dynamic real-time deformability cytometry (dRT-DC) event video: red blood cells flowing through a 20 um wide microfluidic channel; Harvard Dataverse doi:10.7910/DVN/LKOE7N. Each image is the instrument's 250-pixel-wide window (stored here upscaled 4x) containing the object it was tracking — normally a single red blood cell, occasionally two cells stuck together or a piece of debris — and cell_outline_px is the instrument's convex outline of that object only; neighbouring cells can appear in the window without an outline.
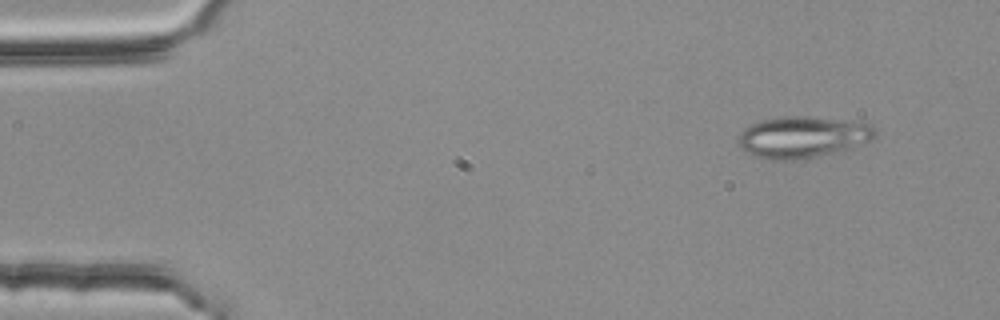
{"species": "common noctule bat (a hibernating species)", "species_latin": "Nyctalus noctula", "temperature_condition": "room temperature", "stored_images_in_passage": 3, "camera_frame_rate_fps": 3000, "um_per_image_px": 0.085, "animal": {"sex": "female", "body_mass_g": 25.1}, "frame": {"image": 1, "passage_image": 1, "time_ms": 0.0, "image_size_px": [1000, 320], "cell_outline_px": [[876, 136], [872, 140], [848, 148], [812, 156], [784, 160], [756, 156], [740, 148], [740, 132], [744, 128], [752, 124], [764, 120], [784, 116], [804, 116], [868, 124], [876, 128]], "centroid_in_image_um": [68.21, 11.63], "position_along_channel_um": 16.8, "area_um2": 31.79}}